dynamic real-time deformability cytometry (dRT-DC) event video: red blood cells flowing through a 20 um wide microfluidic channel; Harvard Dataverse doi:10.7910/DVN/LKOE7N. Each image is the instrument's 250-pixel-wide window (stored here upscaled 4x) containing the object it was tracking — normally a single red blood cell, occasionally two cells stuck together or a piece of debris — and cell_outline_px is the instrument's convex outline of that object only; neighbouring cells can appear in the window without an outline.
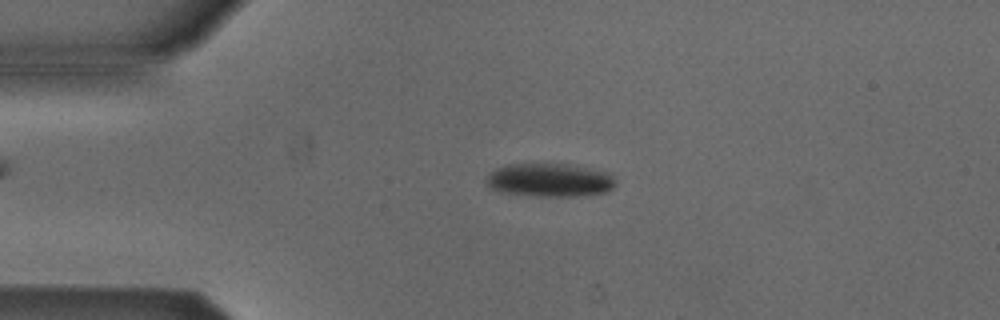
{"species": "Egyptian fruit bat (a non-hibernating species)", "species_latin": "Rousettus aegyptiacus", "temperature_condition": "cold", "stored_images_in_passage": 5, "camera_frame_rate_fps": 3000, "um_per_image_px": 0.085, "animal": {"sex": "male"}, "frame": {"image": 1, "passage_image": 4, "time_ms": 3.667, "image_size_px": [1000, 320], "cell_outline_px": [[616, 184], [612, 188], [604, 192], [572, 196], [540, 196], [500, 192], [484, 184], [484, 180], [488, 172], [496, 168], [508, 164], [576, 164], [612, 172], [616, 180]], "centroid_in_image_um": [46.73, 15.28], "position_along_channel_um": 38.3, "area_um2": 25.66}}